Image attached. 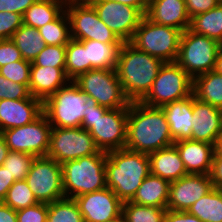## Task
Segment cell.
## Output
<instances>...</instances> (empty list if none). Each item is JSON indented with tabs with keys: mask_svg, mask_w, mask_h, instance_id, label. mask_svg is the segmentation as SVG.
<instances>
[{
	"mask_svg": "<svg viewBox=\"0 0 222 222\" xmlns=\"http://www.w3.org/2000/svg\"><path fill=\"white\" fill-rule=\"evenodd\" d=\"M2 202L15 211L39 203L25 179L15 181L7 191V194Z\"/></svg>",
	"mask_w": 222,
	"mask_h": 222,
	"instance_id": "obj_36",
	"label": "cell"
},
{
	"mask_svg": "<svg viewBox=\"0 0 222 222\" xmlns=\"http://www.w3.org/2000/svg\"><path fill=\"white\" fill-rule=\"evenodd\" d=\"M42 113L43 101L38 98L0 100V133L31 123Z\"/></svg>",
	"mask_w": 222,
	"mask_h": 222,
	"instance_id": "obj_18",
	"label": "cell"
},
{
	"mask_svg": "<svg viewBox=\"0 0 222 222\" xmlns=\"http://www.w3.org/2000/svg\"><path fill=\"white\" fill-rule=\"evenodd\" d=\"M166 208L123 202L122 215L127 222H164Z\"/></svg>",
	"mask_w": 222,
	"mask_h": 222,
	"instance_id": "obj_35",
	"label": "cell"
},
{
	"mask_svg": "<svg viewBox=\"0 0 222 222\" xmlns=\"http://www.w3.org/2000/svg\"><path fill=\"white\" fill-rule=\"evenodd\" d=\"M112 2H118L125 5H129L138 8L144 15L147 11L150 0H108Z\"/></svg>",
	"mask_w": 222,
	"mask_h": 222,
	"instance_id": "obj_50",
	"label": "cell"
},
{
	"mask_svg": "<svg viewBox=\"0 0 222 222\" xmlns=\"http://www.w3.org/2000/svg\"><path fill=\"white\" fill-rule=\"evenodd\" d=\"M52 126L42 113L36 120L21 127L6 129L0 134L10 151L25 152L35 157L46 156Z\"/></svg>",
	"mask_w": 222,
	"mask_h": 222,
	"instance_id": "obj_14",
	"label": "cell"
},
{
	"mask_svg": "<svg viewBox=\"0 0 222 222\" xmlns=\"http://www.w3.org/2000/svg\"><path fill=\"white\" fill-rule=\"evenodd\" d=\"M73 82L100 106L118 109L128 108L130 104L115 69H91L80 74Z\"/></svg>",
	"mask_w": 222,
	"mask_h": 222,
	"instance_id": "obj_10",
	"label": "cell"
},
{
	"mask_svg": "<svg viewBox=\"0 0 222 222\" xmlns=\"http://www.w3.org/2000/svg\"><path fill=\"white\" fill-rule=\"evenodd\" d=\"M11 40L21 52L23 59L31 63L46 46L39 30L25 24L12 35Z\"/></svg>",
	"mask_w": 222,
	"mask_h": 222,
	"instance_id": "obj_29",
	"label": "cell"
},
{
	"mask_svg": "<svg viewBox=\"0 0 222 222\" xmlns=\"http://www.w3.org/2000/svg\"><path fill=\"white\" fill-rule=\"evenodd\" d=\"M9 148L6 145L4 138L0 134V166L3 164V161L7 158Z\"/></svg>",
	"mask_w": 222,
	"mask_h": 222,
	"instance_id": "obj_51",
	"label": "cell"
},
{
	"mask_svg": "<svg viewBox=\"0 0 222 222\" xmlns=\"http://www.w3.org/2000/svg\"><path fill=\"white\" fill-rule=\"evenodd\" d=\"M192 88L193 79L176 62L164 63L141 102L152 107H162L189 97Z\"/></svg>",
	"mask_w": 222,
	"mask_h": 222,
	"instance_id": "obj_11",
	"label": "cell"
},
{
	"mask_svg": "<svg viewBox=\"0 0 222 222\" xmlns=\"http://www.w3.org/2000/svg\"><path fill=\"white\" fill-rule=\"evenodd\" d=\"M185 2L190 18L209 11L219 3L217 0H185Z\"/></svg>",
	"mask_w": 222,
	"mask_h": 222,
	"instance_id": "obj_44",
	"label": "cell"
},
{
	"mask_svg": "<svg viewBox=\"0 0 222 222\" xmlns=\"http://www.w3.org/2000/svg\"><path fill=\"white\" fill-rule=\"evenodd\" d=\"M202 222H222V189L213 188L187 211Z\"/></svg>",
	"mask_w": 222,
	"mask_h": 222,
	"instance_id": "obj_31",
	"label": "cell"
},
{
	"mask_svg": "<svg viewBox=\"0 0 222 222\" xmlns=\"http://www.w3.org/2000/svg\"><path fill=\"white\" fill-rule=\"evenodd\" d=\"M174 142L162 107L148 106L141 101L130 102L126 149L150 154Z\"/></svg>",
	"mask_w": 222,
	"mask_h": 222,
	"instance_id": "obj_1",
	"label": "cell"
},
{
	"mask_svg": "<svg viewBox=\"0 0 222 222\" xmlns=\"http://www.w3.org/2000/svg\"><path fill=\"white\" fill-rule=\"evenodd\" d=\"M221 44L205 35L182 32L176 63L192 78L214 70Z\"/></svg>",
	"mask_w": 222,
	"mask_h": 222,
	"instance_id": "obj_8",
	"label": "cell"
},
{
	"mask_svg": "<svg viewBox=\"0 0 222 222\" xmlns=\"http://www.w3.org/2000/svg\"><path fill=\"white\" fill-rule=\"evenodd\" d=\"M192 94L197 100L222 109V74L212 70L195 77Z\"/></svg>",
	"mask_w": 222,
	"mask_h": 222,
	"instance_id": "obj_27",
	"label": "cell"
},
{
	"mask_svg": "<svg viewBox=\"0 0 222 222\" xmlns=\"http://www.w3.org/2000/svg\"><path fill=\"white\" fill-rule=\"evenodd\" d=\"M99 151L88 130L52 127L48 157L59 164L96 154Z\"/></svg>",
	"mask_w": 222,
	"mask_h": 222,
	"instance_id": "obj_13",
	"label": "cell"
},
{
	"mask_svg": "<svg viewBox=\"0 0 222 222\" xmlns=\"http://www.w3.org/2000/svg\"><path fill=\"white\" fill-rule=\"evenodd\" d=\"M38 30L46 45H67L71 40L70 20L65 10Z\"/></svg>",
	"mask_w": 222,
	"mask_h": 222,
	"instance_id": "obj_32",
	"label": "cell"
},
{
	"mask_svg": "<svg viewBox=\"0 0 222 222\" xmlns=\"http://www.w3.org/2000/svg\"><path fill=\"white\" fill-rule=\"evenodd\" d=\"M67 0H38L22 15L23 24L39 29L54 21L64 10Z\"/></svg>",
	"mask_w": 222,
	"mask_h": 222,
	"instance_id": "obj_28",
	"label": "cell"
},
{
	"mask_svg": "<svg viewBox=\"0 0 222 222\" xmlns=\"http://www.w3.org/2000/svg\"><path fill=\"white\" fill-rule=\"evenodd\" d=\"M46 222H84L77 202L72 198H63L48 203Z\"/></svg>",
	"mask_w": 222,
	"mask_h": 222,
	"instance_id": "obj_34",
	"label": "cell"
},
{
	"mask_svg": "<svg viewBox=\"0 0 222 222\" xmlns=\"http://www.w3.org/2000/svg\"><path fill=\"white\" fill-rule=\"evenodd\" d=\"M148 157L151 174L169 183L187 175L180 153L174 144L150 153Z\"/></svg>",
	"mask_w": 222,
	"mask_h": 222,
	"instance_id": "obj_24",
	"label": "cell"
},
{
	"mask_svg": "<svg viewBox=\"0 0 222 222\" xmlns=\"http://www.w3.org/2000/svg\"><path fill=\"white\" fill-rule=\"evenodd\" d=\"M27 98H35L31 95L29 84L12 82L0 74V100H19Z\"/></svg>",
	"mask_w": 222,
	"mask_h": 222,
	"instance_id": "obj_40",
	"label": "cell"
},
{
	"mask_svg": "<svg viewBox=\"0 0 222 222\" xmlns=\"http://www.w3.org/2000/svg\"><path fill=\"white\" fill-rule=\"evenodd\" d=\"M174 145L180 153L187 174H210L214 155L213 144L184 139L174 142Z\"/></svg>",
	"mask_w": 222,
	"mask_h": 222,
	"instance_id": "obj_21",
	"label": "cell"
},
{
	"mask_svg": "<svg viewBox=\"0 0 222 222\" xmlns=\"http://www.w3.org/2000/svg\"><path fill=\"white\" fill-rule=\"evenodd\" d=\"M145 17L158 25L175 27L182 32L190 27L185 0H150Z\"/></svg>",
	"mask_w": 222,
	"mask_h": 222,
	"instance_id": "obj_20",
	"label": "cell"
},
{
	"mask_svg": "<svg viewBox=\"0 0 222 222\" xmlns=\"http://www.w3.org/2000/svg\"><path fill=\"white\" fill-rule=\"evenodd\" d=\"M222 131V109L201 102L193 95L191 140L215 144Z\"/></svg>",
	"mask_w": 222,
	"mask_h": 222,
	"instance_id": "obj_19",
	"label": "cell"
},
{
	"mask_svg": "<svg viewBox=\"0 0 222 222\" xmlns=\"http://www.w3.org/2000/svg\"><path fill=\"white\" fill-rule=\"evenodd\" d=\"M87 50V71L115 69L122 44H105L95 40L80 41Z\"/></svg>",
	"mask_w": 222,
	"mask_h": 222,
	"instance_id": "obj_26",
	"label": "cell"
},
{
	"mask_svg": "<svg viewBox=\"0 0 222 222\" xmlns=\"http://www.w3.org/2000/svg\"><path fill=\"white\" fill-rule=\"evenodd\" d=\"M15 179L4 166H0V202L5 198L7 191L13 185Z\"/></svg>",
	"mask_w": 222,
	"mask_h": 222,
	"instance_id": "obj_48",
	"label": "cell"
},
{
	"mask_svg": "<svg viewBox=\"0 0 222 222\" xmlns=\"http://www.w3.org/2000/svg\"><path fill=\"white\" fill-rule=\"evenodd\" d=\"M213 188L209 174H187L170 183L167 210L188 211Z\"/></svg>",
	"mask_w": 222,
	"mask_h": 222,
	"instance_id": "obj_17",
	"label": "cell"
},
{
	"mask_svg": "<svg viewBox=\"0 0 222 222\" xmlns=\"http://www.w3.org/2000/svg\"><path fill=\"white\" fill-rule=\"evenodd\" d=\"M213 156H222V131L216 138Z\"/></svg>",
	"mask_w": 222,
	"mask_h": 222,
	"instance_id": "obj_52",
	"label": "cell"
},
{
	"mask_svg": "<svg viewBox=\"0 0 222 222\" xmlns=\"http://www.w3.org/2000/svg\"><path fill=\"white\" fill-rule=\"evenodd\" d=\"M102 22L123 42H130L145 16L138 8L108 0H87Z\"/></svg>",
	"mask_w": 222,
	"mask_h": 222,
	"instance_id": "obj_15",
	"label": "cell"
},
{
	"mask_svg": "<svg viewBox=\"0 0 222 222\" xmlns=\"http://www.w3.org/2000/svg\"><path fill=\"white\" fill-rule=\"evenodd\" d=\"M163 64L159 58L139 51L129 42L122 44L115 70L130 102L141 101L147 95Z\"/></svg>",
	"mask_w": 222,
	"mask_h": 222,
	"instance_id": "obj_2",
	"label": "cell"
},
{
	"mask_svg": "<svg viewBox=\"0 0 222 222\" xmlns=\"http://www.w3.org/2000/svg\"><path fill=\"white\" fill-rule=\"evenodd\" d=\"M81 127L88 130L100 151L123 149L127 140L128 108L108 109L88 96Z\"/></svg>",
	"mask_w": 222,
	"mask_h": 222,
	"instance_id": "obj_4",
	"label": "cell"
},
{
	"mask_svg": "<svg viewBox=\"0 0 222 222\" xmlns=\"http://www.w3.org/2000/svg\"><path fill=\"white\" fill-rule=\"evenodd\" d=\"M48 214L47 203H37L16 211L17 222H46Z\"/></svg>",
	"mask_w": 222,
	"mask_h": 222,
	"instance_id": "obj_42",
	"label": "cell"
},
{
	"mask_svg": "<svg viewBox=\"0 0 222 222\" xmlns=\"http://www.w3.org/2000/svg\"><path fill=\"white\" fill-rule=\"evenodd\" d=\"M106 158L107 153L99 150L96 154L61 164L65 198L74 199L107 187Z\"/></svg>",
	"mask_w": 222,
	"mask_h": 222,
	"instance_id": "obj_5",
	"label": "cell"
},
{
	"mask_svg": "<svg viewBox=\"0 0 222 222\" xmlns=\"http://www.w3.org/2000/svg\"><path fill=\"white\" fill-rule=\"evenodd\" d=\"M169 186L167 180L151 173L143 180L131 202L145 206L166 208L169 200Z\"/></svg>",
	"mask_w": 222,
	"mask_h": 222,
	"instance_id": "obj_25",
	"label": "cell"
},
{
	"mask_svg": "<svg viewBox=\"0 0 222 222\" xmlns=\"http://www.w3.org/2000/svg\"><path fill=\"white\" fill-rule=\"evenodd\" d=\"M84 222H107L122 215L123 202L108 187L74 198Z\"/></svg>",
	"mask_w": 222,
	"mask_h": 222,
	"instance_id": "obj_16",
	"label": "cell"
},
{
	"mask_svg": "<svg viewBox=\"0 0 222 222\" xmlns=\"http://www.w3.org/2000/svg\"><path fill=\"white\" fill-rule=\"evenodd\" d=\"M107 222H127V220L124 218L123 215H120L119 217H117L113 220L107 221Z\"/></svg>",
	"mask_w": 222,
	"mask_h": 222,
	"instance_id": "obj_54",
	"label": "cell"
},
{
	"mask_svg": "<svg viewBox=\"0 0 222 222\" xmlns=\"http://www.w3.org/2000/svg\"><path fill=\"white\" fill-rule=\"evenodd\" d=\"M34 159L35 156L25 152L9 151L2 166L14 177L15 181L23 180L26 178Z\"/></svg>",
	"mask_w": 222,
	"mask_h": 222,
	"instance_id": "obj_37",
	"label": "cell"
},
{
	"mask_svg": "<svg viewBox=\"0 0 222 222\" xmlns=\"http://www.w3.org/2000/svg\"><path fill=\"white\" fill-rule=\"evenodd\" d=\"M174 141L190 139L193 123V94L162 106Z\"/></svg>",
	"mask_w": 222,
	"mask_h": 222,
	"instance_id": "obj_23",
	"label": "cell"
},
{
	"mask_svg": "<svg viewBox=\"0 0 222 222\" xmlns=\"http://www.w3.org/2000/svg\"><path fill=\"white\" fill-rule=\"evenodd\" d=\"M88 100L73 81L43 101V113L52 127L78 128L86 116Z\"/></svg>",
	"mask_w": 222,
	"mask_h": 222,
	"instance_id": "obj_6",
	"label": "cell"
},
{
	"mask_svg": "<svg viewBox=\"0 0 222 222\" xmlns=\"http://www.w3.org/2000/svg\"><path fill=\"white\" fill-rule=\"evenodd\" d=\"M164 222H202L198 217L189 214L187 211L166 210Z\"/></svg>",
	"mask_w": 222,
	"mask_h": 222,
	"instance_id": "obj_46",
	"label": "cell"
},
{
	"mask_svg": "<svg viewBox=\"0 0 222 222\" xmlns=\"http://www.w3.org/2000/svg\"><path fill=\"white\" fill-rule=\"evenodd\" d=\"M210 178L213 187L222 189V156H213Z\"/></svg>",
	"mask_w": 222,
	"mask_h": 222,
	"instance_id": "obj_47",
	"label": "cell"
},
{
	"mask_svg": "<svg viewBox=\"0 0 222 222\" xmlns=\"http://www.w3.org/2000/svg\"><path fill=\"white\" fill-rule=\"evenodd\" d=\"M70 81L65 68L42 67L31 63L29 89L35 98L44 101Z\"/></svg>",
	"mask_w": 222,
	"mask_h": 222,
	"instance_id": "obj_22",
	"label": "cell"
},
{
	"mask_svg": "<svg viewBox=\"0 0 222 222\" xmlns=\"http://www.w3.org/2000/svg\"><path fill=\"white\" fill-rule=\"evenodd\" d=\"M85 72H87V50L80 41L71 39L66 45L65 73L73 81Z\"/></svg>",
	"mask_w": 222,
	"mask_h": 222,
	"instance_id": "obj_33",
	"label": "cell"
},
{
	"mask_svg": "<svg viewBox=\"0 0 222 222\" xmlns=\"http://www.w3.org/2000/svg\"><path fill=\"white\" fill-rule=\"evenodd\" d=\"M33 63L42 67L65 68L66 45H46Z\"/></svg>",
	"mask_w": 222,
	"mask_h": 222,
	"instance_id": "obj_38",
	"label": "cell"
},
{
	"mask_svg": "<svg viewBox=\"0 0 222 222\" xmlns=\"http://www.w3.org/2000/svg\"><path fill=\"white\" fill-rule=\"evenodd\" d=\"M21 14L0 11V40L11 39L12 35L22 26Z\"/></svg>",
	"mask_w": 222,
	"mask_h": 222,
	"instance_id": "obj_41",
	"label": "cell"
},
{
	"mask_svg": "<svg viewBox=\"0 0 222 222\" xmlns=\"http://www.w3.org/2000/svg\"><path fill=\"white\" fill-rule=\"evenodd\" d=\"M19 60L24 59L14 42L11 39L0 40V67Z\"/></svg>",
	"mask_w": 222,
	"mask_h": 222,
	"instance_id": "obj_43",
	"label": "cell"
},
{
	"mask_svg": "<svg viewBox=\"0 0 222 222\" xmlns=\"http://www.w3.org/2000/svg\"><path fill=\"white\" fill-rule=\"evenodd\" d=\"M214 71L219 74H222V44H221L219 52L217 54V59L215 62Z\"/></svg>",
	"mask_w": 222,
	"mask_h": 222,
	"instance_id": "obj_53",
	"label": "cell"
},
{
	"mask_svg": "<svg viewBox=\"0 0 222 222\" xmlns=\"http://www.w3.org/2000/svg\"><path fill=\"white\" fill-rule=\"evenodd\" d=\"M189 29L222 44V3H218L207 12L192 17Z\"/></svg>",
	"mask_w": 222,
	"mask_h": 222,
	"instance_id": "obj_30",
	"label": "cell"
},
{
	"mask_svg": "<svg viewBox=\"0 0 222 222\" xmlns=\"http://www.w3.org/2000/svg\"><path fill=\"white\" fill-rule=\"evenodd\" d=\"M38 0H0V11L15 12L23 15L24 12Z\"/></svg>",
	"mask_w": 222,
	"mask_h": 222,
	"instance_id": "obj_45",
	"label": "cell"
},
{
	"mask_svg": "<svg viewBox=\"0 0 222 222\" xmlns=\"http://www.w3.org/2000/svg\"><path fill=\"white\" fill-rule=\"evenodd\" d=\"M0 74L4 78L20 84H29L31 75V62L19 60L0 67Z\"/></svg>",
	"mask_w": 222,
	"mask_h": 222,
	"instance_id": "obj_39",
	"label": "cell"
},
{
	"mask_svg": "<svg viewBox=\"0 0 222 222\" xmlns=\"http://www.w3.org/2000/svg\"><path fill=\"white\" fill-rule=\"evenodd\" d=\"M25 180L38 202L48 204L65 198L62 165L53 158L35 157Z\"/></svg>",
	"mask_w": 222,
	"mask_h": 222,
	"instance_id": "obj_12",
	"label": "cell"
},
{
	"mask_svg": "<svg viewBox=\"0 0 222 222\" xmlns=\"http://www.w3.org/2000/svg\"><path fill=\"white\" fill-rule=\"evenodd\" d=\"M106 183L122 202L131 201L151 173L148 154L126 148L107 152Z\"/></svg>",
	"mask_w": 222,
	"mask_h": 222,
	"instance_id": "obj_3",
	"label": "cell"
},
{
	"mask_svg": "<svg viewBox=\"0 0 222 222\" xmlns=\"http://www.w3.org/2000/svg\"><path fill=\"white\" fill-rule=\"evenodd\" d=\"M65 11L70 20L71 39L123 44L114 32L102 22L94 7L87 0H67Z\"/></svg>",
	"mask_w": 222,
	"mask_h": 222,
	"instance_id": "obj_9",
	"label": "cell"
},
{
	"mask_svg": "<svg viewBox=\"0 0 222 222\" xmlns=\"http://www.w3.org/2000/svg\"><path fill=\"white\" fill-rule=\"evenodd\" d=\"M181 35V30L158 25L144 16L129 43L139 51L170 63L177 59Z\"/></svg>",
	"mask_w": 222,
	"mask_h": 222,
	"instance_id": "obj_7",
	"label": "cell"
},
{
	"mask_svg": "<svg viewBox=\"0 0 222 222\" xmlns=\"http://www.w3.org/2000/svg\"><path fill=\"white\" fill-rule=\"evenodd\" d=\"M0 222H17L16 211L0 202Z\"/></svg>",
	"mask_w": 222,
	"mask_h": 222,
	"instance_id": "obj_49",
	"label": "cell"
}]
</instances>
